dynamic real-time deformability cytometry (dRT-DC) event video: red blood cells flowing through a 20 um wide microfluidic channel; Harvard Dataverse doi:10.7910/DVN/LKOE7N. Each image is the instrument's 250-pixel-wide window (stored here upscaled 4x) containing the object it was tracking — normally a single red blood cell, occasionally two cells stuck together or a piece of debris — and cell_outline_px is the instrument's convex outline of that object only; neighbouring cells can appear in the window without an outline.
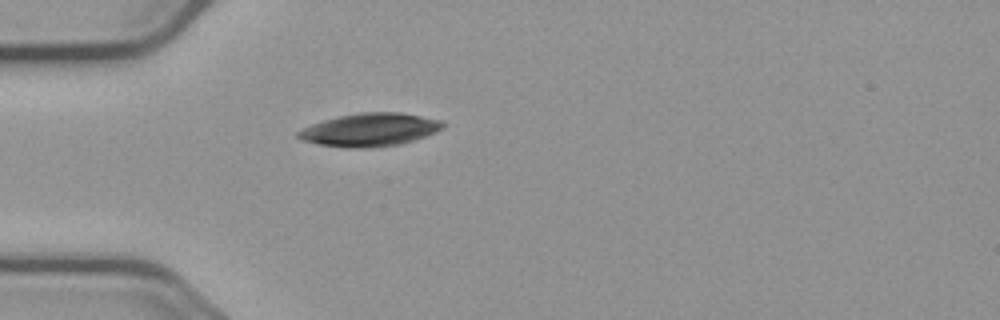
{"species": "common noctule bat (a hibernating species)", "species_latin": "Nyctalus noctula", "temperature_condition": "cold", "stored_images_in_passage": 1, "camera_frame_rate_fps": 3000, "um_per_image_px": 0.085, "animal": {"sex": "male", "body_mass_g": 23.1, "forearm_length_mm": 52.7}, "frame": {"image": 1, "passage_image": 1, "time_ms": 0.0, "image_size_px": [1000, 320], "cell_outline_px": [[444, 124], [436, 132], [400, 144], [372, 148], [344, 148], [320, 144], [304, 140], [296, 136], [296, 132], [312, 124], [324, 120], [340, 116], [360, 112], [400, 112], [440, 120]], "centroid_in_image_um": [31.41, 11.03], "position_along_channel_um": 53.6, "area_um2": 27.57}}